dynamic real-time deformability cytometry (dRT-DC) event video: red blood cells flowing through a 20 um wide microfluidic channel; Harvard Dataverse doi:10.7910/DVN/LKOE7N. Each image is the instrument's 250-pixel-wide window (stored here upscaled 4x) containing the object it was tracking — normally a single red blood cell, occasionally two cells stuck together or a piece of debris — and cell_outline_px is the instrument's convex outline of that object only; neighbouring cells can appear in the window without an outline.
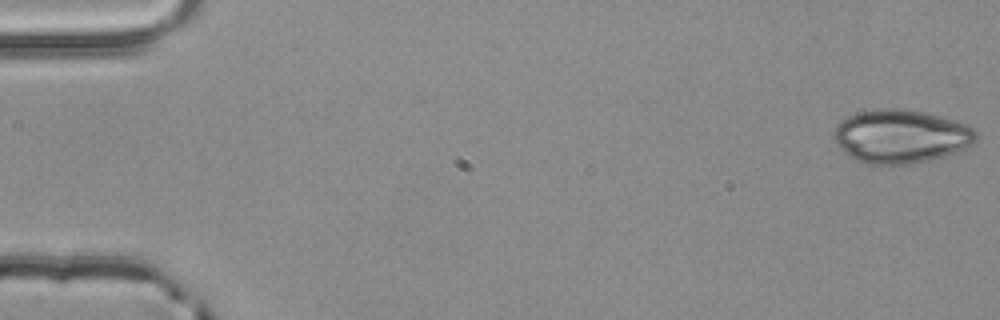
{"species": "common noctule bat (a hibernating species)", "species_latin": "Nyctalus noctula", "temperature_condition": "room temperature", "stored_images_in_passage": 4, "camera_frame_rate_fps": 3000, "um_per_image_px": 0.085, "animal": {"sex": "male", "body_mass_g": 20.4}, "frame": {"image": 1, "passage_image": 1, "time_ms": 0.0, "image_size_px": [1000, 320], "cell_outline_px": [[976, 140], [972, 144], [964, 148], [944, 156], [932, 160], [908, 164], [868, 164], [856, 160], [848, 156], [836, 144], [832, 136], [832, 132], [836, 124], [840, 120], [848, 116], [860, 112], [876, 108], [908, 108], [940, 116], [964, 124], [972, 128], [976, 132]], "centroid_in_image_um": [76.51, 11.58], "position_along_channel_um": 8.5, "area_um2": 44.56}}